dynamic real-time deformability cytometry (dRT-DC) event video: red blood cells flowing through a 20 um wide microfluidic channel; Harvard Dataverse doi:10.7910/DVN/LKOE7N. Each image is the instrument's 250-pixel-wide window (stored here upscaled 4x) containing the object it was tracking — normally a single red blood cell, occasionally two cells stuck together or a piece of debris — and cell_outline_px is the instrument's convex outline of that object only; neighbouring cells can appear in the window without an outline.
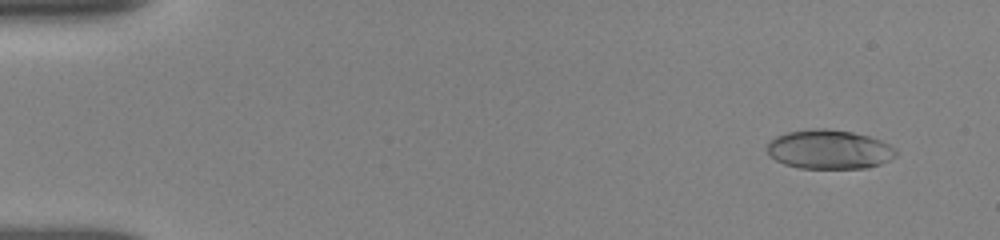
{"species": "human", "species_latin": "Homo sapiens", "temperature_condition": "room temperature", "stored_images_in_passage": 30, "camera_frame_rate_fps": 3000, "um_per_image_px": 0.085, "donor": {"sex": "female"}, "frame": {"image": 1, "passage_image": 4, "time_ms": 1.0, "image_size_px": [1000, 240], "cell_outline_px": [[896, 156], [880, 164], [868, 168], [800, 168], [784, 164], [776, 160], [768, 152], [768, 144], [776, 136], [788, 132], [816, 128], [824, 128], [852, 132], [868, 136], [880, 140], [896, 148]], "centroid_in_image_um": [70.5, 12.7], "position_along_channel_um": 14.5, "area_um2": 29.19}}
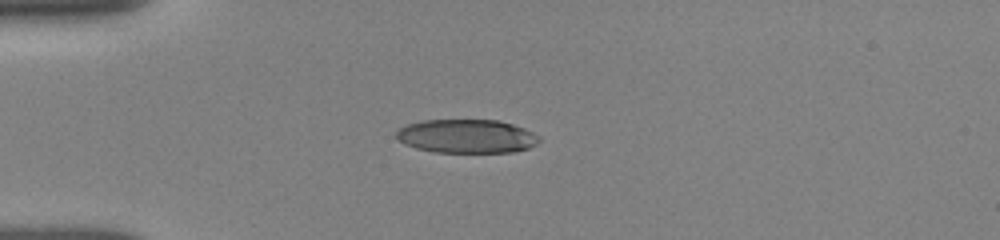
{"frame": {"image": 2, "passage_image": 18, "time_ms": 4.333, "image_size_px": [1000, 240], "cell_outline_px": [[540, 140], [536, 144], [528, 148], [512, 152], [436, 152], [416, 148], [404, 144], [396, 136], [396, 132], [400, 128], [408, 124], [424, 120], [500, 120], [524, 128], [540, 136]], "centroid_in_image_um": [39.68, 11.58], "position_along_channel_um": 45.3, "area_um2": 27.98}}
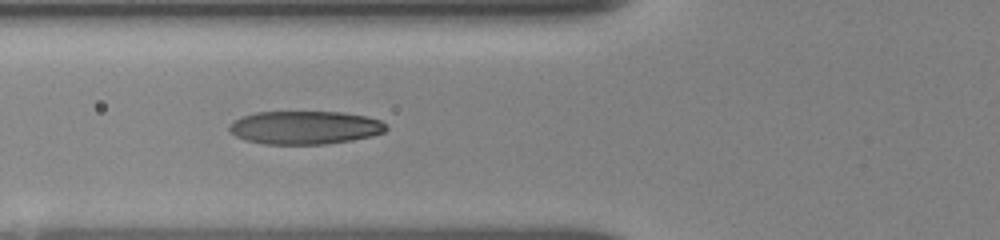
{"frame": {"image": 3, "passage_image": 29, "time_ms": 6.333, "image_size_px": [1000, 240], "cell_outline_px": [[388, 128], [384, 132], [372, 136], [352, 140], [324, 144], [264, 144], [244, 140], [228, 132], [228, 128], [236, 120], [244, 116], [256, 112], [340, 112], [368, 116], [380, 120]], "centroid_in_image_um": [25.93, 10.85], "position_along_channel_um": 99.9, "area_um2": 30.4}}